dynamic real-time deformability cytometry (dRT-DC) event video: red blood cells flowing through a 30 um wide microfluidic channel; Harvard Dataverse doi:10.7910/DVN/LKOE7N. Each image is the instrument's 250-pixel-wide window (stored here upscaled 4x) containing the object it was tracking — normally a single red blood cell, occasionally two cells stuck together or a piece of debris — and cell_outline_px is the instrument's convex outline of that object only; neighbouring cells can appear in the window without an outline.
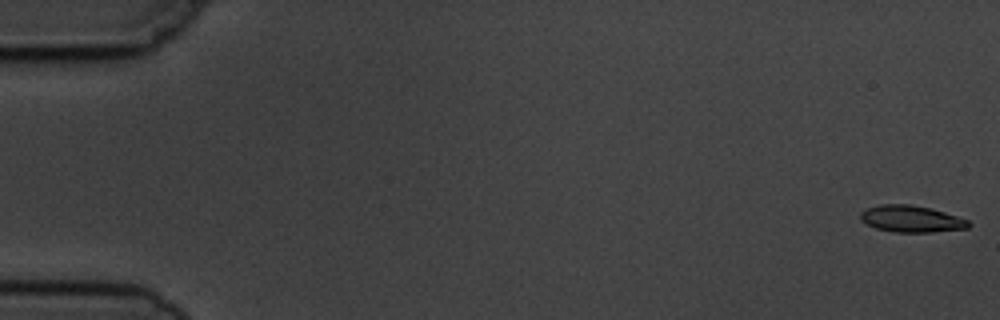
{"species": "common noctule bat (a hibernating species)", "species_latin": "Nyctalus noctula", "temperature_condition": "cold", "stored_images_in_passage": 6, "camera_frame_rate_fps": 3000, "um_per_image_px": 0.085, "animal": {"sex": "male", "body_mass_g": 19.5, "forearm_length_mm": 54.6}, "frame": {"image": 1, "passage_image": 1, "time_ms": 0.0, "image_size_px": [1000, 320], "cell_outline_px": [[972, 224], [968, 228], [932, 232], [896, 232], [876, 228], [860, 220], [860, 212], [868, 208], [880, 204], [912, 204], [932, 208], [968, 220]], "centroid_in_image_um": [77.47, 18.6], "position_along_channel_um": 7.5, "area_um2": 16.82}}
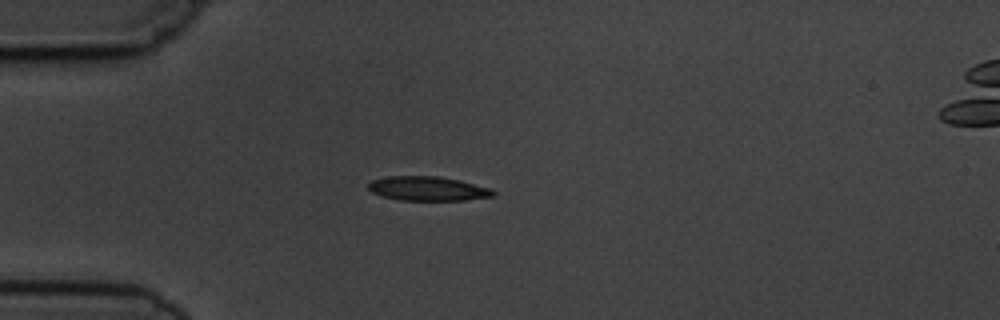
{"frame": {"image": 2, "passage_image": 5, "time_ms": 4.667, "image_size_px": [1000, 320], "cell_outline_px": [[496, 196], [464, 200], [400, 200], [384, 196], [372, 192], [368, 188], [368, 184], [372, 180], [388, 176], [436, 176], [460, 180], [492, 188], [496, 192]], "centroid_in_image_um": [36.42, 16.03], "position_along_channel_um": 48.6, "area_um2": 17.69}}